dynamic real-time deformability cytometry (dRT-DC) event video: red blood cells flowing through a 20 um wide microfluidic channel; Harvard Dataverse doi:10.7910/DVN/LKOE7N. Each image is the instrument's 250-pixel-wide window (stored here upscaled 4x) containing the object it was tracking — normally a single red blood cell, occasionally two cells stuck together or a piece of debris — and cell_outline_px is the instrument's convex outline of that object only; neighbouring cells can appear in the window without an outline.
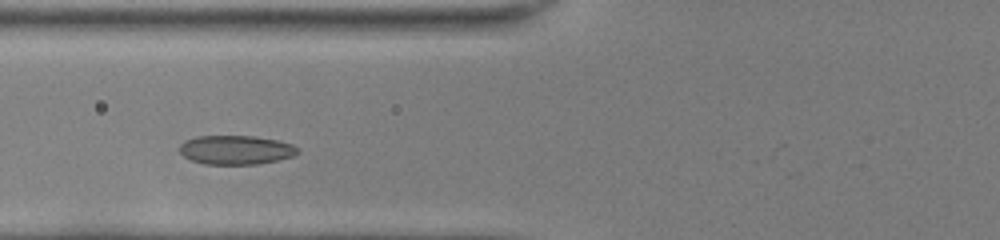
{"species": "common noctule bat (a hibernating species)", "species_latin": "Nyctalus noctula", "temperature_condition": "room temperature", "stored_images_in_passage": 34, "camera_frame_rate_fps": 3000, "um_per_image_px": 0.085, "animal": {"sex": "female", "body_mass_g": 22.0, "forearm_length_mm": 56.7}, "frame": {"image": 1, "passage_image": 8, "time_ms": 2.333, "image_size_px": [1000, 240], "cell_outline_px": [[300, 152], [296, 156], [280, 160], [260, 164], [204, 164], [192, 160], [184, 156], [180, 152], [180, 144], [196, 136], [252, 136], [280, 140], [292, 144], [300, 148]], "centroid_in_image_um": [20.14, 12.75], "position_along_channel_um": 105.7, "area_um2": 20.23}}
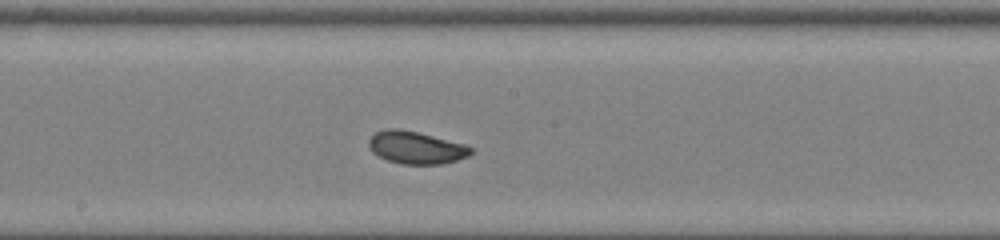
{"frame": {"image": 2, "passage_image": 16, "time_ms": 5.0, "image_size_px": [1000, 240], "cell_outline_px": [[472, 152], [468, 156], [456, 160], [440, 164], [400, 164], [388, 160], [372, 152], [368, 144], [368, 140], [376, 132], [388, 128], [400, 128], [464, 144], [472, 148]], "centroid_in_image_um": [35.33, 12.54], "position_along_channel_um": 212.9, "area_um2": 19.07}}
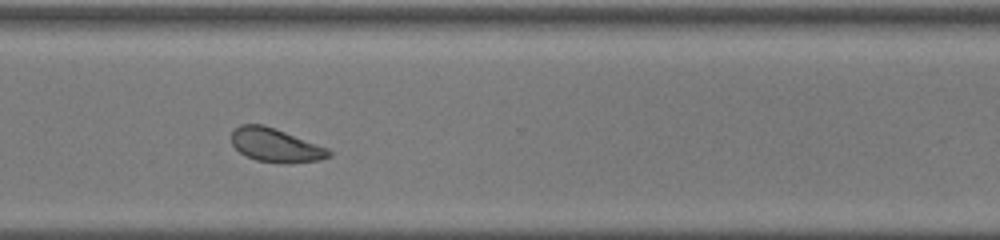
{"frame": {"image": 3, "passage_image": 26, "time_ms": 8.333, "image_size_px": [1000, 240], "cell_outline_px": [[332, 156], [320, 160], [288, 164], [256, 160], [240, 152], [232, 144], [232, 132], [240, 124], [264, 124], [328, 148], [332, 152]], "centroid_in_image_um": [23.46, 12.35], "position_along_channel_um": 347.1, "area_um2": 19.07}, "authors_computed_cell_mechanics": {"area_um2": 19.074, "velocity_mm_per_s": 4.0256, "shape_relaxation_time_tau1_ms": 3.1968, "shape_relaxation_time_tau2_ms": null, "deformation_change_tau1": 0.1104, "deformation_change_tau2": null}}